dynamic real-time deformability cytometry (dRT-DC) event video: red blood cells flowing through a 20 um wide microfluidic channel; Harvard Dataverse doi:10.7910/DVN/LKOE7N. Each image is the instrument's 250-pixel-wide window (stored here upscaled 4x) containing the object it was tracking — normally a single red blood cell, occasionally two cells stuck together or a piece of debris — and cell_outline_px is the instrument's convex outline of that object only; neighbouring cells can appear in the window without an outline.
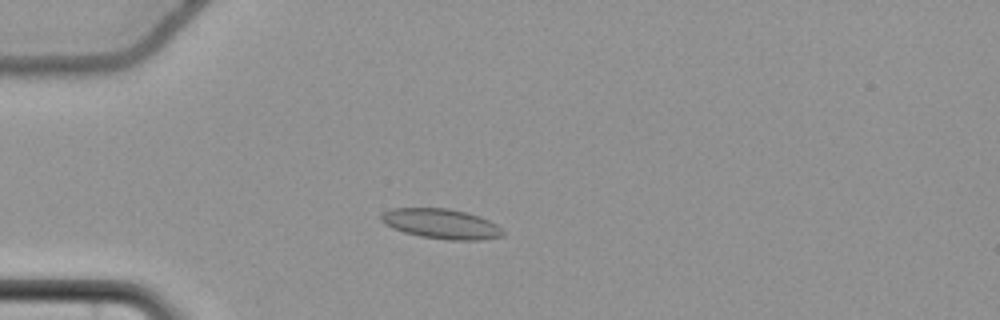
{"species": "common noctule bat (a hibernating species)", "species_latin": "Nyctalus noctula", "temperature_condition": "cold", "stored_images_in_passage": 55, "camera_frame_rate_fps": 3000, "um_per_image_px": 0.085, "animal": {"sex": "female", "body_mass_g": 22.7, "forearm_length_mm": 54.2}, "frame": {"image": 1, "passage_image": 14, "time_ms": 4.333, "image_size_px": [1000, 320], "cell_outline_px": [[504, 236], [480, 240], [448, 240], [420, 236], [404, 232], [392, 228], [384, 224], [380, 220], [380, 216], [384, 212], [392, 208], [448, 208], [468, 212], [480, 216], [496, 224], [504, 232]], "centroid_in_image_um": [37.5, 19.02], "position_along_channel_um": 47.5, "area_um2": 21.39}}
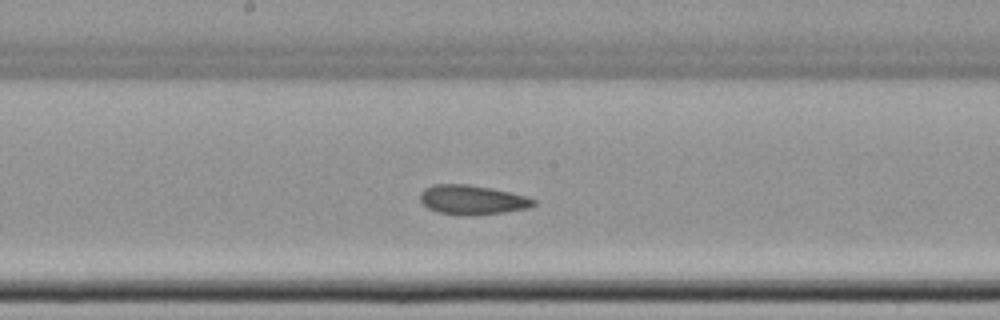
{"frame": {"image": 2, "passage_image": 29, "time_ms": 9.333, "image_size_px": [1000, 320], "cell_outline_px": [[536, 204], [528, 208], [504, 212], [440, 212], [428, 208], [420, 200], [420, 192], [424, 188], [432, 184], [468, 184], [528, 196], [536, 200]], "centroid_in_image_um": [40.14, 16.92], "position_along_channel_um": 208.1, "area_um2": 18.44}}
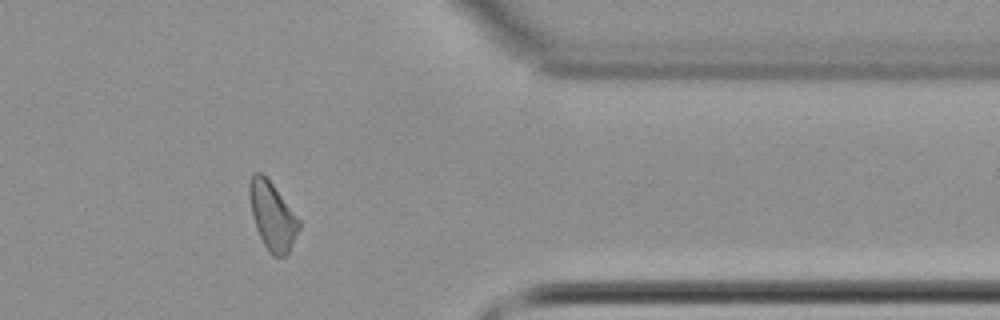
{"frame": {"image": 3, "passage_image": 45, "time_ms": 14.667, "image_size_px": [1000, 320], "cell_outline_px": [[300, 228], [288, 252], [284, 256], [272, 256], [268, 252], [256, 228], [252, 216], [248, 196], [248, 184], [252, 176], [256, 172], [260, 172], [272, 184], [300, 220]], "centroid_in_image_um": [23.13, 18.37], "position_along_channel_um": 388.3, "area_um2": 19.36}, "authors_computed_cell_mechanics": {"area_um2": 19.7098, "velocity_mm_per_s": 3.6565, "shape_relaxation_time_tau1_ms": null, "shape_relaxation_time_tau2_ms": 3.0187, "deformation_change_tau1": null, "deformation_change_tau2": 0.1034}}